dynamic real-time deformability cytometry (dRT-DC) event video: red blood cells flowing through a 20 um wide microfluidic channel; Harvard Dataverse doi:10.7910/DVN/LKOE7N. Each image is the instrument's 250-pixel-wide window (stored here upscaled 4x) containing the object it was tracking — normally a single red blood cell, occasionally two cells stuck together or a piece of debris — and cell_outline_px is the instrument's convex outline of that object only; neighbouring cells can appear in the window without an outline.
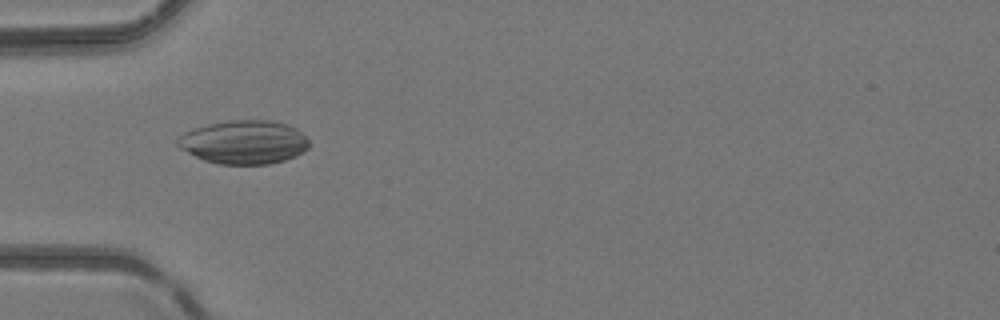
{"species": "common noctule bat (a hibernating species)", "species_latin": "Nyctalus noctula", "temperature_condition": "room temperature", "stored_images_in_passage": 51, "camera_frame_rate_fps": 3000, "um_per_image_px": 0.085, "animal": {"sex": "female", "body_mass_g": 24.6, "forearm_length_mm": 56.2}, "frame": {"image": 1, "passage_image": 17, "time_ms": 5.333, "image_size_px": [1000, 320], "cell_outline_px": [[308, 148], [304, 152], [296, 156], [284, 160], [268, 164], [220, 164], [204, 160], [180, 148], [176, 144], [176, 136], [184, 132], [208, 124], [228, 120], [272, 120], [288, 124], [296, 128], [308, 140]], "centroid_in_image_um": [20.73, 12.07], "position_along_channel_um": 64.3, "area_um2": 33.47}}
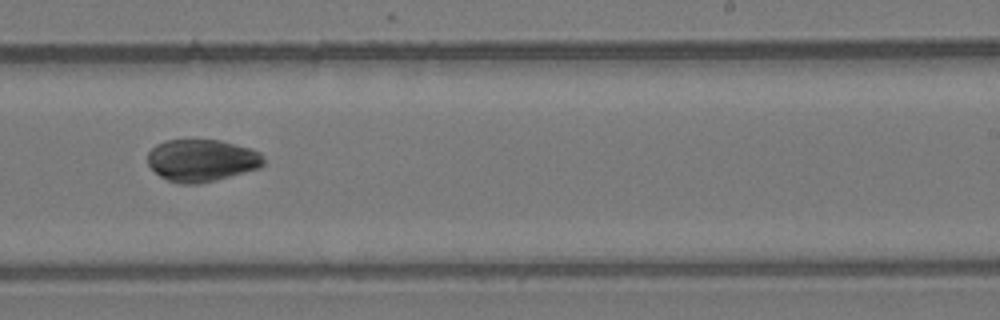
{"frame": {"image": 2, "passage_image": 32, "time_ms": 10.333, "image_size_px": [1000, 320], "cell_outline_px": [[264, 164], [260, 168], [200, 184], [180, 184], [168, 180], [160, 176], [148, 164], [148, 152], [156, 144], [164, 140], [220, 140], [252, 148], [260, 152], [264, 160]], "centroid_in_image_um": [17.16, 13.63], "position_along_channel_um": 271.8, "area_um2": 28.61}}
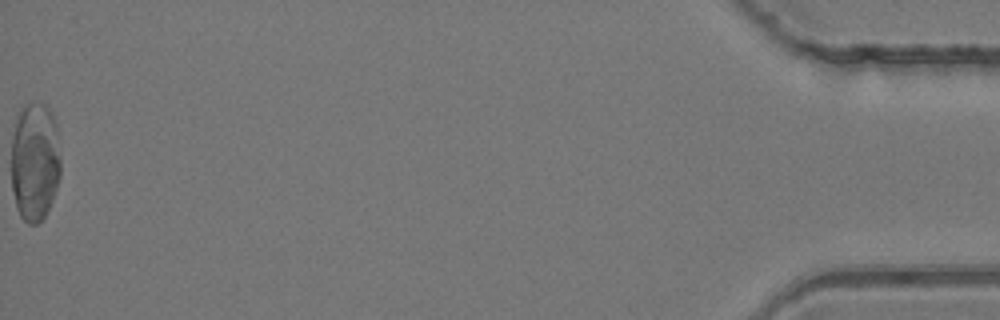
{"frame": {"image": 3, "passage_image": 51, "time_ms": 16.667, "image_size_px": [1000, 320], "cell_outline_px": [[60, 176], [52, 200], [44, 216], [36, 224], [28, 224], [20, 216], [16, 208], [12, 188], [12, 136], [16, 120], [20, 108], [24, 104], [44, 104], [52, 112], [56, 124], [60, 156]], "centroid_in_image_um": [2.96, 13.73], "position_along_channel_um": 432.2, "area_um2": 34.33}}